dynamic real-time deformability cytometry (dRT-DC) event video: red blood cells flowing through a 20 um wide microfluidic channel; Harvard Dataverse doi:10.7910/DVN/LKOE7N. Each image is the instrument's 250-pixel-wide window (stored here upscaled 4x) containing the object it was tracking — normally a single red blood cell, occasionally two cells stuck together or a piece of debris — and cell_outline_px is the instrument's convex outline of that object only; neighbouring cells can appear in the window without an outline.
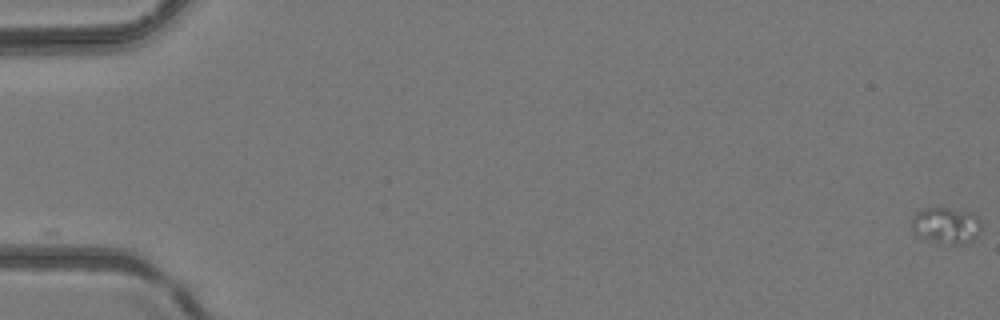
{"species": "common noctule bat (a hibernating species)", "species_latin": "Nyctalus noctula", "temperature_condition": "room temperature", "stored_images_in_passage": 3, "camera_frame_rate_fps": 3000, "um_per_image_px": 0.085, "animal": {"sex": "female", "body_mass_g": 24.6, "forearm_length_mm": 56.2}, "frame": {"image": 1, "passage_image": 1, "time_ms": 0.0, "image_size_px": [1000, 320], "cell_outline_px": [[980, 228], [976, 236], [972, 240], [936, 240], [924, 236], [912, 228], [912, 220], [916, 212], [928, 208], [948, 208], [968, 212], [976, 216], [980, 220]], "centroid_in_image_um": [80.43, 19.06], "position_along_channel_um": 4.6, "area_um2": 13.24}}